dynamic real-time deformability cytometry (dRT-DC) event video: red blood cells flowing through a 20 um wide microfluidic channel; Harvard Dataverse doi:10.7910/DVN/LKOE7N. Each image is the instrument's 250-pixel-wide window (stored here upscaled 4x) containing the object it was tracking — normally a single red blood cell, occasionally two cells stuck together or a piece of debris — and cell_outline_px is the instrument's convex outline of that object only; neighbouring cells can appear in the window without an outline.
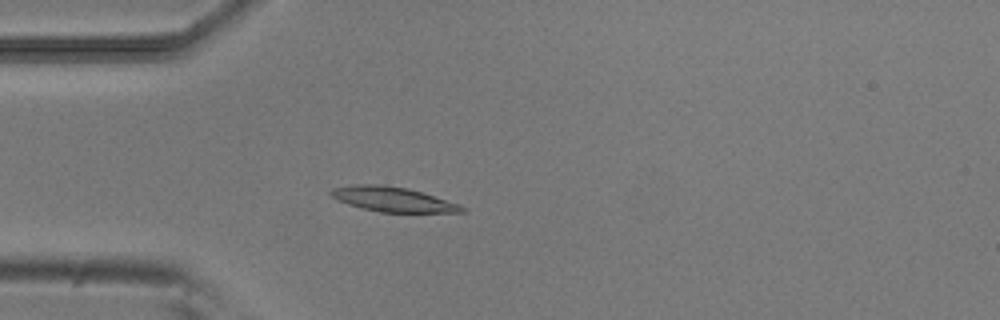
{"species": "common noctule bat (a hibernating species)", "species_latin": "Nyctalus noctula", "temperature_condition": "room temperature", "stored_images_in_passage": 53, "camera_frame_rate_fps": 3000, "um_per_image_px": 0.085, "animal": {"sex": "male", "body_mass_g": 20.5, "forearm_length_mm": 52.5}, "frame": {"image": 1, "passage_image": 15, "time_ms": 4.667, "image_size_px": [1000, 320], "cell_outline_px": [[468, 208], [464, 212], [380, 212], [348, 204], [332, 196], [328, 192], [332, 188], [356, 184], [380, 184], [404, 188], [420, 192], [460, 204]], "centroid_in_image_um": [33.4, 16.94], "position_along_channel_um": 51.6, "area_um2": 18.55}}
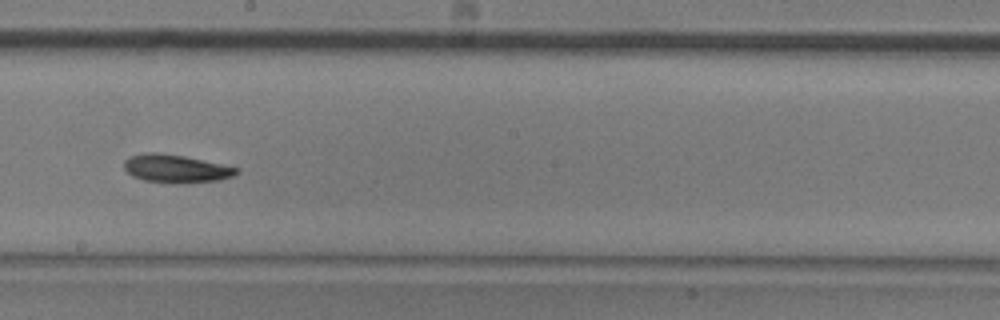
{"frame": {"image": 2, "passage_image": 30, "time_ms": 9.667, "image_size_px": [1000, 320], "cell_outline_px": [[240, 172], [232, 176], [220, 180], [176, 184], [172, 184], [144, 180], [132, 176], [124, 168], [124, 160], [128, 156], [144, 152], [156, 152], [184, 156], [240, 168]], "centroid_in_image_um": [14.94, 14.33], "position_along_channel_um": 233.3, "area_um2": 18.61}}
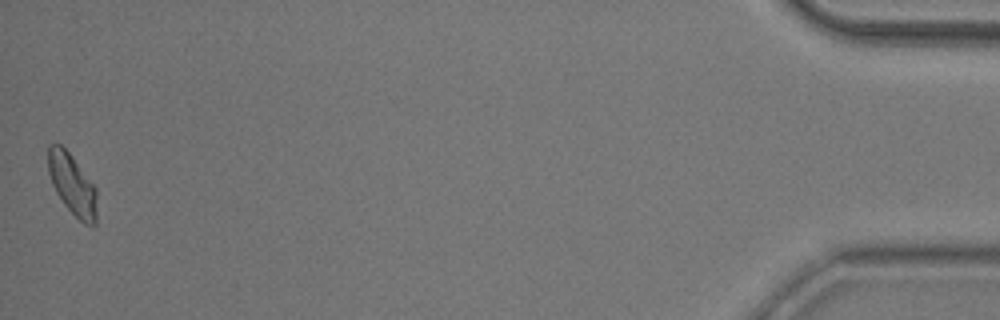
{"frame": {"image": 3, "passage_image": 53, "time_ms": 17.333, "image_size_px": [1000, 320], "cell_outline_px": [[96, 224], [92, 228], [84, 224], [64, 204], [56, 192], [52, 184], [48, 172], [48, 144], [60, 144], [72, 156], [96, 188]], "centroid_in_image_um": [6.14, 15.69], "position_along_channel_um": 429.1, "area_um2": 17.22}, "authors_computed_cell_mechanics": {"area_um2": 18.0336, "velocity_mm_per_s": 3.7888, "shape_relaxation_time_tau1_ms": 6.4093, "shape_relaxation_time_tau2_ms": 4.5513, "deformation_change_tau1": 0.1344, "deformation_change_tau2": 0.1098}}